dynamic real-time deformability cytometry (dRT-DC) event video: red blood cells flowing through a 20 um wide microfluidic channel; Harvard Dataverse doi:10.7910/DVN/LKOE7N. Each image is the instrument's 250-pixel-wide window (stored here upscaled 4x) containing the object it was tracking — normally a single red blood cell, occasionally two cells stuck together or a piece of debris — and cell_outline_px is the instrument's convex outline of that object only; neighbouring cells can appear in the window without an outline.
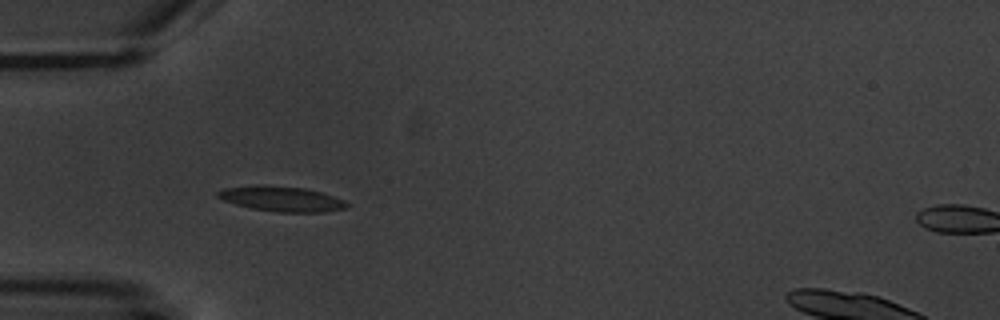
{"species": "common noctule bat (a hibernating species)", "species_latin": "Nyctalus noctula", "temperature_condition": "warm", "stored_images_in_passage": 10, "camera_frame_rate_fps": 3000, "um_per_image_px": 0.085, "animal": {"sex": "male", "body_mass_g": 20.1, "forearm_length_mm": 53.5}, "frame": {"image": 1, "passage_image": 1, "time_ms": 0.0, "image_size_px": [1000, 320], "cell_outline_px": [[348, 204], [344, 208], [324, 212], [276, 212], [252, 208], [236, 204], [224, 200], [216, 196], [216, 192], [224, 188], [264, 184], [304, 188], [320, 192], [344, 200]], "centroid_in_image_um": [23.9, 16.89], "position_along_channel_um": 61.1, "area_um2": 18.73}}
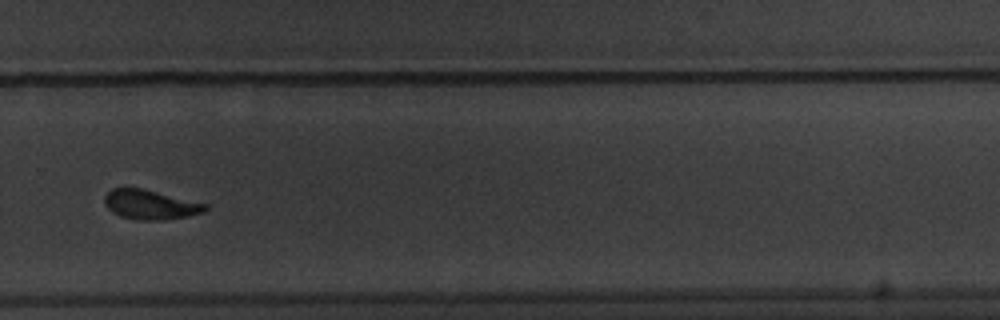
{"frame": {"image": 2, "passage_image": 7, "time_ms": 7.333, "image_size_px": [1000, 320], "cell_outline_px": [[208, 208], [204, 212], [188, 216], [164, 220], [136, 220], [120, 216], [112, 212], [104, 204], [104, 196], [112, 188], [140, 188], [208, 204]], "centroid_in_image_um": [12.77, 17.4], "position_along_channel_um": 317.0, "area_um2": 17.28}}
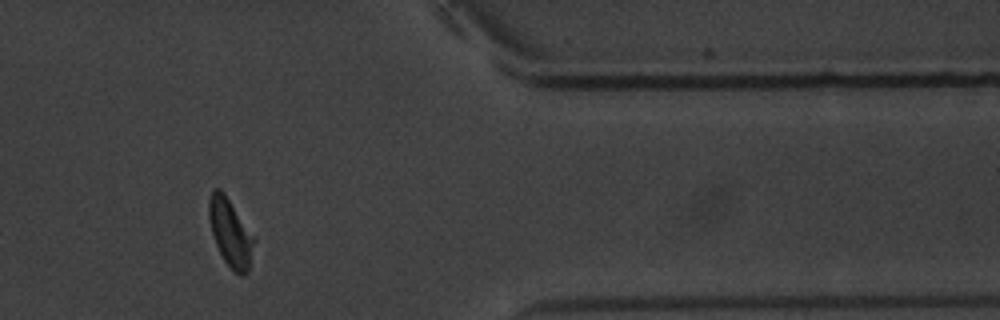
{"frame": {"image": 3, "passage_image": 9, "time_ms": 10.0, "image_size_px": [1000, 320], "cell_outline_px": [[256, 240], [248, 272], [244, 276], [240, 276], [224, 260], [216, 244], [212, 232], [208, 216], [208, 200], [212, 188], [220, 188], [224, 192], [256, 236]], "centroid_in_image_um": [19.61, 19.74], "position_along_channel_um": 391.8, "area_um2": 18.15}, "authors_computed_cell_mechanics": {"area_um2": 18.0336, "velocity_mm_per_s": 3.5314, "shape_relaxation_time_tau1_ms": 2.8639, "shape_relaxation_time_tau2_ms": 1.1747, "deformation_change_tau1": 0.1274, "deformation_change_tau2": 0.0587}}